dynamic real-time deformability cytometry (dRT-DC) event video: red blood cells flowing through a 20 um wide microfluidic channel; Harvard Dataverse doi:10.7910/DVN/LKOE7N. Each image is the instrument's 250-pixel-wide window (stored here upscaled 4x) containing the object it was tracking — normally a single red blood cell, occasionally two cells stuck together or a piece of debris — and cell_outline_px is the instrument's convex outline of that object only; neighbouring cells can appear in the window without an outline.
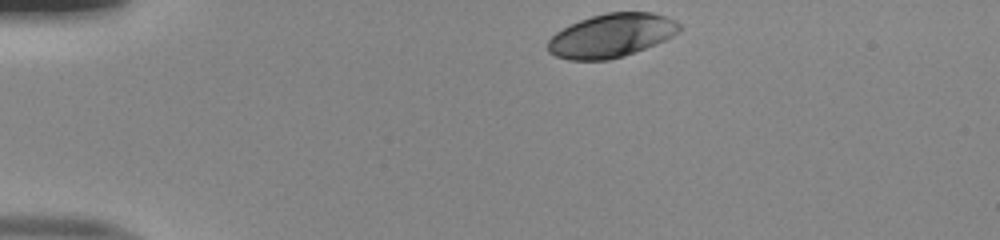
{"species": "human", "species_latin": "Homo sapiens", "temperature_condition": "room temperature", "stored_images_in_passage": 34, "camera_frame_rate_fps": 3000, "um_per_image_px": 0.085, "donor": {"sex": "male"}, "frame": {"image": 1, "passage_image": 1, "time_ms": 0.0, "image_size_px": [1000, 240], "cell_outline_px": [[684, 28], [680, 32], [664, 40], [624, 56], [608, 60], [568, 60], [556, 56], [548, 52], [548, 40], [556, 32], [580, 20], [592, 16], [608, 12], [652, 12], [668, 16], [676, 20]], "centroid_in_image_um": [52.0, 3.01], "position_along_channel_um": 33.0, "area_um2": 33.47}}
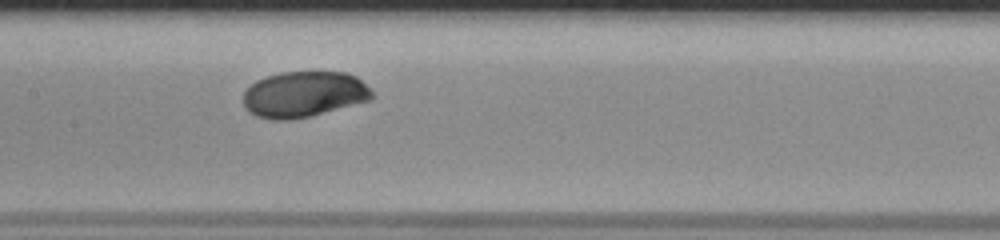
{"frame": {"image": 2, "passage_image": 17, "time_ms": 5.333, "image_size_px": [1000, 240], "cell_outline_px": [[372, 100], [308, 116], [288, 120], [272, 120], [256, 116], [248, 112], [244, 108], [244, 92], [256, 80], [280, 72], [348, 72], [356, 76], [372, 92]], "centroid_in_image_um": [25.81, 8.02], "position_along_channel_um": 181.6, "area_um2": 34.28}}
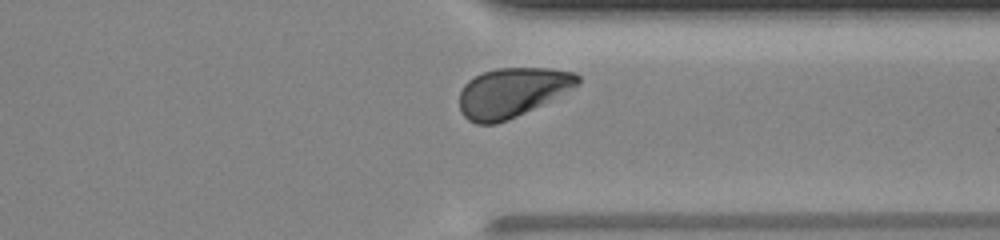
{"frame": {"image": 3, "passage_image": 31, "time_ms": 10.0, "image_size_px": [1000, 240], "cell_outline_px": [[580, 84], [508, 120], [496, 124], [476, 124], [468, 120], [460, 112], [460, 92], [464, 84], [468, 80], [484, 72], [496, 68], [548, 68], [576, 72], [580, 76]], "centroid_in_image_um": [43.5, 7.85], "position_along_channel_um": 367.9, "area_um2": 33.7}, "authors_computed_cell_mechanics": {"area_um2": 34.2465, "velocity_mm_per_s": 3.994, "shape_relaxation_time_tau1_ms": 1.5184, "shape_relaxation_time_tau2_ms": null, "deformation_change_tau1": 0.1031, "deformation_change_tau2": null}}